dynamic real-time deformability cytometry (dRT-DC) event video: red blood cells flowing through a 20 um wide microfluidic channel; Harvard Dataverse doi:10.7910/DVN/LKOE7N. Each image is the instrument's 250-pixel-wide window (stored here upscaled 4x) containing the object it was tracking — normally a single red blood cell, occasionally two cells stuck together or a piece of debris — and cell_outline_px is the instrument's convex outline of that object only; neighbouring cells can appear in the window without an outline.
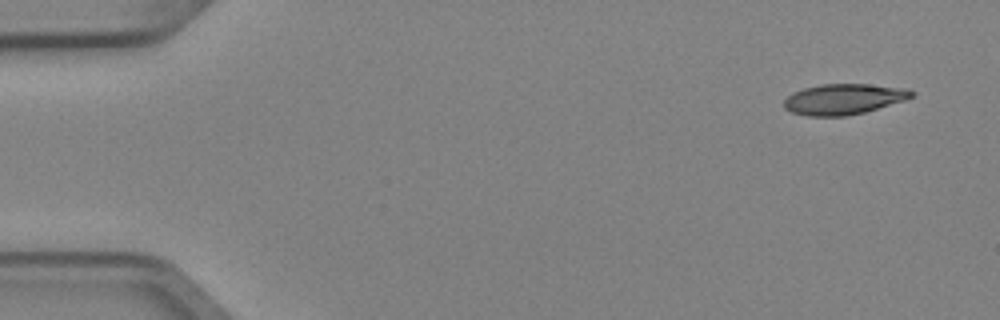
{"species": "Egyptian fruit bat (a non-hibernating species)", "species_latin": "Rousettus aegyptiacus", "temperature_condition": "cold", "stored_images_in_passage": 5, "segment_of_instrument_passage": [1, 2], "camera_frame_rate_fps": 3000, "um_per_image_px": 0.085, "animal": {"sex": "female"}, "frame": {"image": 1, "passage_image": 1, "time_ms": 0.0, "image_size_px": [1000, 320], "cell_outline_px": [[916, 92], [912, 96], [904, 100], [864, 112], [844, 116], [808, 116], [792, 112], [784, 108], [784, 100], [792, 92], [804, 88], [820, 84], [868, 84], [908, 88]], "centroid_in_image_um": [71.7, 8.41], "position_along_channel_um": 13.3, "area_um2": 22.72}}
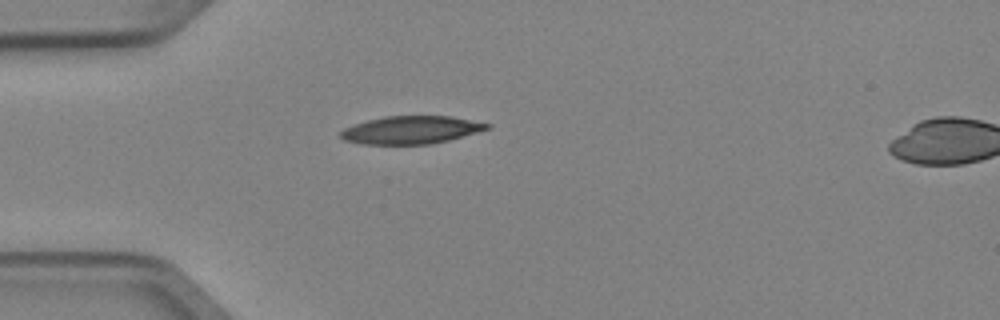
{"frame": {"image": 2, "passage_image": 4, "time_ms": 1.0, "image_size_px": [1000, 320], "cell_outline_px": [[492, 124], [488, 128], [476, 132], [448, 140], [428, 144], [364, 144], [344, 140], [340, 136], [340, 132], [344, 128], [368, 120], [384, 116], [452, 116]], "centroid_in_image_um": [34.93, 11.04], "position_along_channel_um": 50.1, "area_um2": 23.47}}